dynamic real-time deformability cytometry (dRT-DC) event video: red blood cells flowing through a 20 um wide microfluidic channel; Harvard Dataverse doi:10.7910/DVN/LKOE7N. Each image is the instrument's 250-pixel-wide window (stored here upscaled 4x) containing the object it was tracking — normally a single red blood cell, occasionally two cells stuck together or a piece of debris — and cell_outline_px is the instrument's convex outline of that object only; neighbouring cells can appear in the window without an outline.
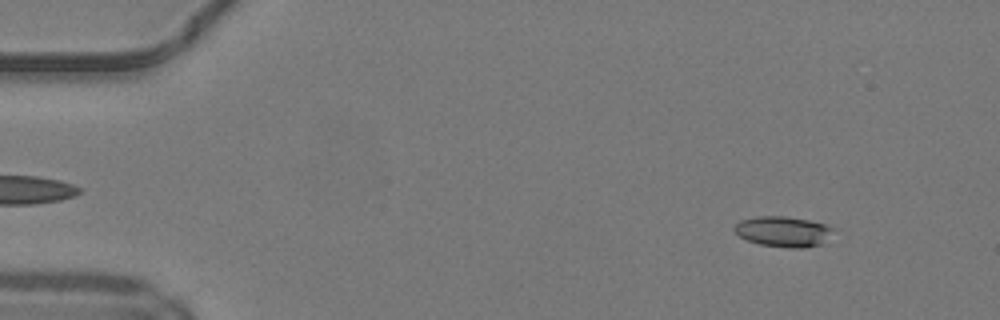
{"species": "common noctule bat (a hibernating species)", "species_latin": "Nyctalus noctula", "temperature_condition": "warm", "stored_images_in_passage": 49, "camera_frame_rate_fps": 3000, "um_per_image_px": 0.085, "animal": {"sex": "male", "body_mass_g": 19.2, "forearm_length_mm": 51.8}, "frame": {"image": 1, "passage_image": 5, "time_ms": 1.333, "image_size_px": [1000, 320], "cell_outline_px": [[832, 228], [820, 244], [804, 248], [792, 248], [760, 244], [748, 240], [740, 236], [732, 228], [740, 220], [756, 216], [784, 216], [808, 220], [824, 224]], "centroid_in_image_um": [66.49, 19.67], "position_along_channel_um": 18.5, "area_um2": 17.05}}
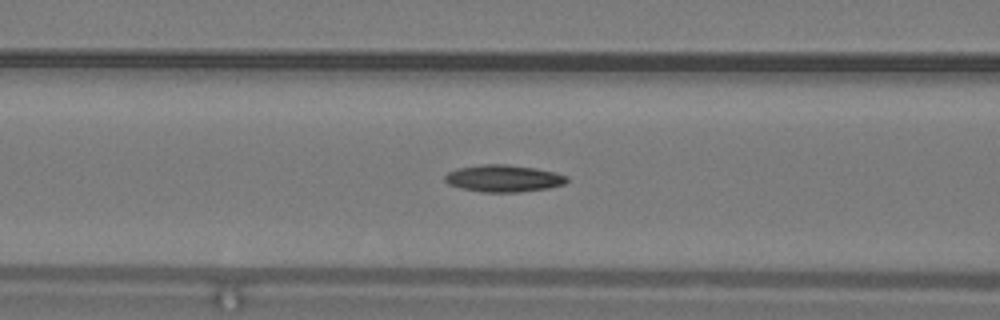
{"frame": {"image": 2, "passage_image": 20, "time_ms": 6.333, "image_size_px": [1000, 320], "cell_outline_px": [[568, 180], [564, 184], [548, 188], [520, 192], [480, 192], [460, 188], [448, 184], [444, 180], [444, 176], [448, 172], [456, 168], [484, 164], [508, 164], [536, 168], [556, 172], [568, 176]], "centroid_in_image_um": [42.79, 15.16], "position_along_channel_um": 123.8, "area_um2": 19.42}}
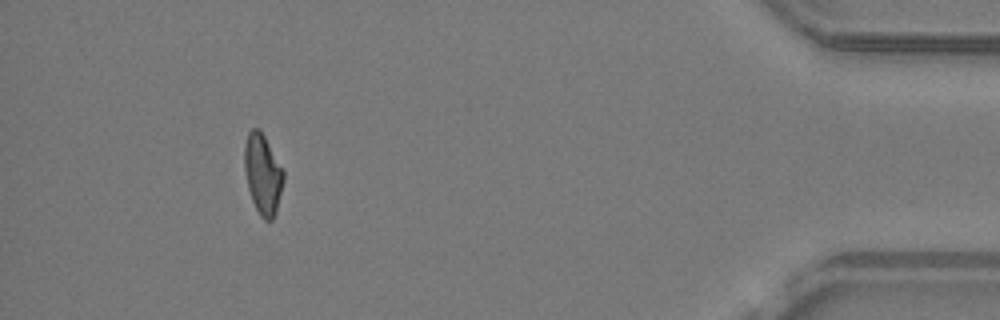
{"frame": {"image": 3, "passage_image": 45, "time_ms": 14.667, "image_size_px": [1000, 320], "cell_outline_px": [[284, 180], [276, 212], [272, 220], [264, 220], [260, 216], [252, 200], [248, 188], [244, 168], [244, 144], [248, 132], [252, 128], [260, 128], [284, 172]], "centroid_in_image_um": [22.32, 14.79], "position_along_channel_um": 412.9, "area_um2": 18.21}, "authors_computed_cell_mechanics": {"area_um2": 18.0914, "velocity_mm_per_s": 4.2128, "shape_relaxation_time_tau1_ms": null, "shape_relaxation_time_tau2_ms": 8.5193, "deformation_change_tau1": null, "deformation_change_tau2": 0.2126}}